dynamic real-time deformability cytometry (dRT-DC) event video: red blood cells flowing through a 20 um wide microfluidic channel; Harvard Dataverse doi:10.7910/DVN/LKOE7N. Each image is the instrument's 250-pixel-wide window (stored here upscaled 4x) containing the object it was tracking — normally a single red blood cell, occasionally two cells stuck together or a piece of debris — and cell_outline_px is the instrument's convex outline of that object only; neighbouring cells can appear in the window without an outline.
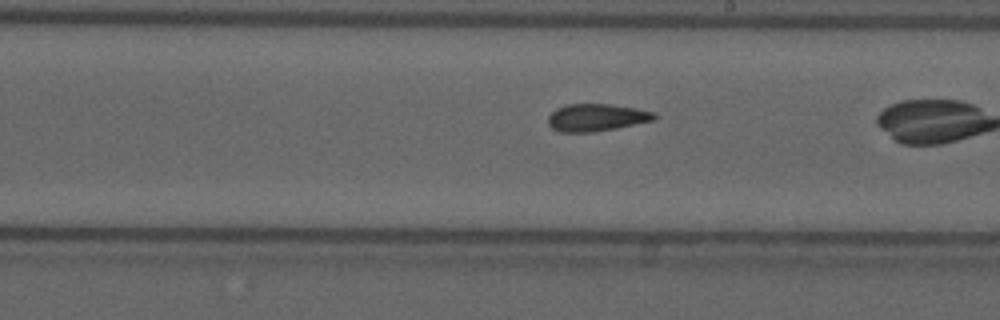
{"species": "common noctule bat (a hibernating species)", "species_latin": "Nyctalus noctula", "temperature_condition": "cold", "stored_images_in_passage": 18, "camera_frame_rate_fps": 3000, "um_per_image_px": 0.085, "animal": {"sex": "male", "forearm_length_mm": 52.5}, "frame": {"image": 1, "passage_image": 16, "time_ms": 5.0, "image_size_px": [1000, 320], "cell_outline_px": [[656, 116], [652, 120], [616, 128], [592, 132], [560, 132], [552, 128], [548, 124], [548, 116], [556, 108], [568, 104], [608, 104], [636, 108], [652, 112]], "centroid_in_image_um": [50.63, 9.99], "position_along_channel_um": 238.4, "area_um2": 16.7}}